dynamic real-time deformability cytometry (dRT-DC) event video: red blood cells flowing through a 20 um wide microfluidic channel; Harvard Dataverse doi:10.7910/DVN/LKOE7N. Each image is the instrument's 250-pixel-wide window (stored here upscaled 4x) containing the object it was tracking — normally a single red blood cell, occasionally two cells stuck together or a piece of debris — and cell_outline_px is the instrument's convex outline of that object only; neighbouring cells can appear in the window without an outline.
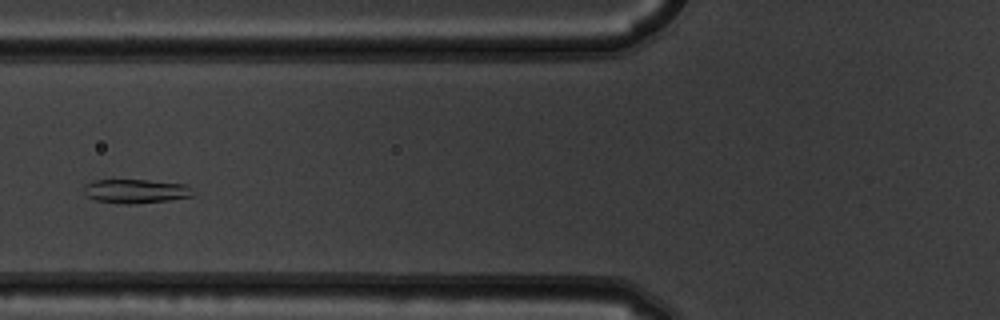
{"species": "common noctule bat (a hibernating species)", "species_latin": "Nyctalus noctula", "temperature_condition": "warm", "stored_images_in_passage": 4, "camera_frame_rate_fps": 3000, "um_per_image_px": 0.085, "animal": {"sex": "male", "body_mass_g": 19.5, "forearm_length_mm": 54.6}, "frame": {"image": 1, "passage_image": 4, "time_ms": 1.0, "image_size_px": [1000, 320], "cell_outline_px": [[196, 196], [168, 200], [128, 204], [124, 204], [96, 200], [88, 196], [84, 192], [84, 184], [92, 180], [148, 180], [184, 184]], "centroid_in_image_um": [11.51, 16.24], "position_along_channel_um": 114.3, "area_um2": 15.09}}